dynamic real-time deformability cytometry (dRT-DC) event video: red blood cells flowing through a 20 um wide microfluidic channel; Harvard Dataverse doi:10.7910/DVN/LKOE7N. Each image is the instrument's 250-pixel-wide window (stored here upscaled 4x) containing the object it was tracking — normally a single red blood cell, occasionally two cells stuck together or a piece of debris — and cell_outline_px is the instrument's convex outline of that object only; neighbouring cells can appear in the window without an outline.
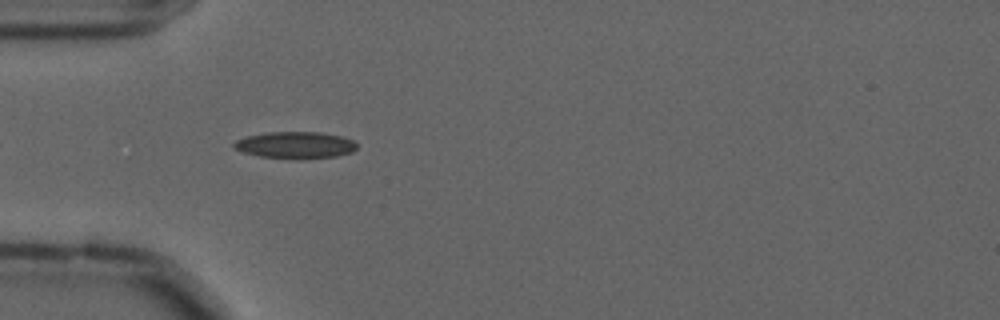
{"species": "common noctule bat (a hibernating species)", "species_latin": "Nyctalus noctula", "temperature_condition": "cold", "stored_images_in_passage": 44, "camera_frame_rate_fps": 3000, "um_per_image_px": 0.085, "animal": {"sex": "male", "forearm_length_mm": 52.5}, "frame": {"image": 1, "passage_image": 5, "time_ms": 1.333, "image_size_px": [1000, 320], "cell_outline_px": [[356, 148], [352, 152], [336, 156], [300, 160], [260, 156], [244, 152], [236, 148], [232, 144], [236, 140], [248, 136], [268, 132], [320, 132], [344, 136], [352, 140], [356, 144]], "centroid_in_image_um": [25.14, 12.34], "position_along_channel_um": 59.9, "area_um2": 19.25}}
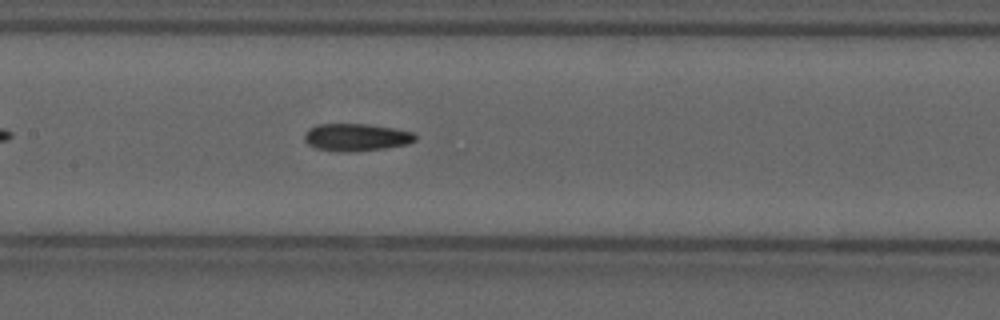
{"frame": {"image": 2, "passage_image": 15, "time_ms": 4.667, "image_size_px": [1000, 320], "cell_outline_px": [[416, 140], [408, 144], [384, 148], [348, 152], [336, 152], [316, 148], [308, 144], [304, 140], [304, 136], [308, 128], [316, 124], [368, 124], [396, 128], [412, 132], [416, 136]], "centroid_in_image_um": [30.26, 11.66], "position_along_channel_um": 177.1, "area_um2": 17.86}}
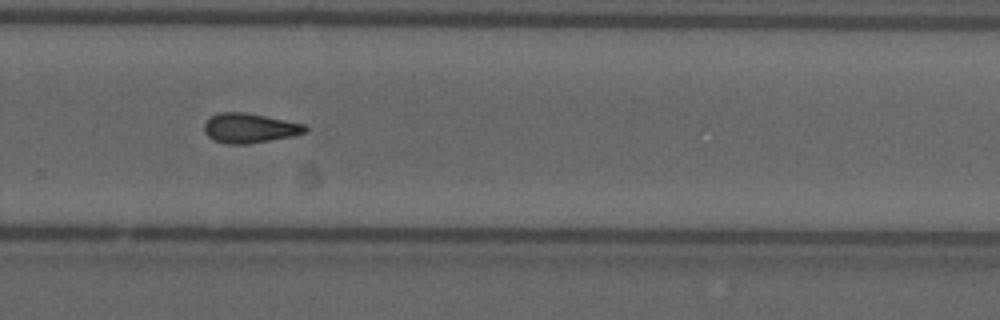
{"frame": {"image": 3, "passage_image": 26, "time_ms": 8.333, "image_size_px": [1000, 320], "cell_outline_px": [[308, 128], [304, 132], [292, 136], [248, 144], [228, 144], [212, 140], [204, 132], [204, 124], [212, 116], [220, 112], [244, 112], [304, 124]], "centroid_in_image_um": [21.18, 10.9], "position_along_channel_um": 308.6, "area_um2": 17.22}, "authors_computed_cell_mechanics": {"area_um2": 17.2244, "velocity_mm_per_s": 3.608, "shape_relaxation_time_tau1_ms": null, "shape_relaxation_time_tau2_ms": 6.7937, "deformation_change_tau1": null, "deformation_change_tau2": 0.155}}